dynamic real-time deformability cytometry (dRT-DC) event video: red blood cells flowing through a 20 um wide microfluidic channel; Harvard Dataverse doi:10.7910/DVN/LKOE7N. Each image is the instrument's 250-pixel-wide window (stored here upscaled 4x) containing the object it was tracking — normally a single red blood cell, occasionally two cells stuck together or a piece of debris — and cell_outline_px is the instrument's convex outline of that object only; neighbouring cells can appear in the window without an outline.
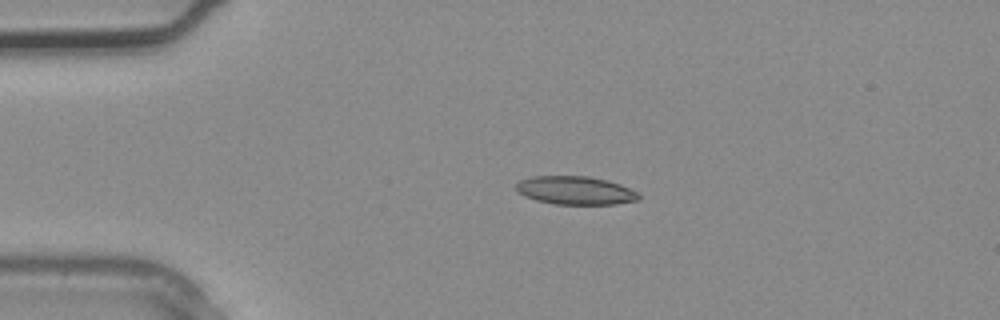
{"species": "common noctule bat (a hibernating species)", "species_latin": "Nyctalus noctula", "temperature_condition": "warm", "stored_images_in_passage": 3, "camera_frame_rate_fps": 3000, "um_per_image_px": 0.085, "animal": {"sex": "male", "body_mass_g": 20.4}, "frame": {"image": 1, "passage_image": 2, "time_ms": 0.333, "image_size_px": [1000, 320], "cell_outline_px": [[640, 200], [616, 204], [556, 204], [536, 200], [524, 196], [516, 188], [516, 184], [520, 180], [532, 176], [588, 176], [608, 180], [620, 184], [636, 192], [640, 196]], "centroid_in_image_um": [48.92, 16.18], "position_along_channel_um": 36.1, "area_um2": 20.17}}